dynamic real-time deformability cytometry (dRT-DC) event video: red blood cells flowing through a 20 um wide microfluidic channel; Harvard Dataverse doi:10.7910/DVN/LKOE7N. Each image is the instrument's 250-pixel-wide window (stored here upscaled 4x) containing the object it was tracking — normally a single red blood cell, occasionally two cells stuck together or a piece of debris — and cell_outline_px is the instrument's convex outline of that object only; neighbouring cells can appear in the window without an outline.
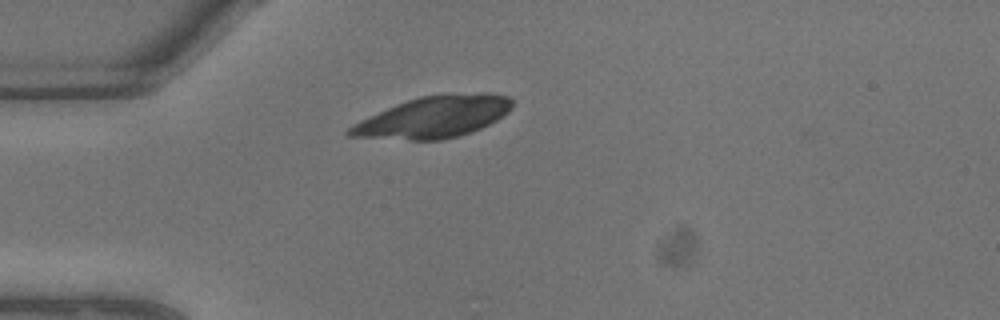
{"species": "common noctule bat (a hibernating species)", "species_latin": "Nyctalus noctula", "temperature_condition": "warm", "stored_images_in_passage": 3, "camera_frame_rate_fps": 3000, "um_per_image_px": 0.085, "animal": {"sex": "male", "body_mass_g": 13.3}, "frame": {"image": 1, "passage_image": 1, "time_ms": 0.0, "image_size_px": [1000, 320], "cell_outline_px": [[512, 108], [508, 112], [496, 120], [472, 132], [440, 140], [408, 140], [348, 136], [344, 132], [352, 124], [360, 120], [396, 104], [420, 96], [484, 92], [488, 92], [508, 96], [512, 100]], "centroid_in_image_um": [36.85, 9.95], "position_along_channel_um": 48.1, "area_um2": 39.13}}